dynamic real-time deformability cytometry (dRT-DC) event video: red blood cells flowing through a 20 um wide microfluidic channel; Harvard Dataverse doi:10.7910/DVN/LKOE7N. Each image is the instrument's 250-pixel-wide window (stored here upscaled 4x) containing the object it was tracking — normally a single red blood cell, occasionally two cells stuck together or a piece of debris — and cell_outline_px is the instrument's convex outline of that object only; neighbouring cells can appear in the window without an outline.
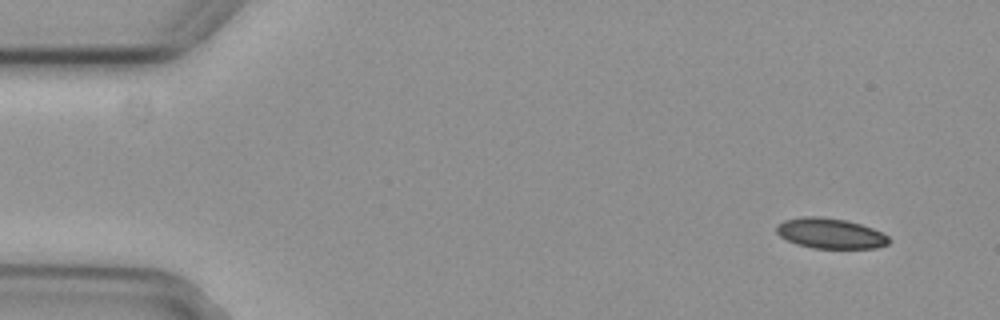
{"species": "common noctule bat (a hibernating species)", "species_latin": "Nyctalus noctula", "temperature_condition": "cold", "stored_images_in_passage": 5, "camera_frame_rate_fps": 3000, "um_per_image_px": 0.085, "animal": {"sex": "female", "body_mass_g": 29.2, "forearm_length_mm": 56.3}, "frame": {"image": 1, "passage_image": 1, "time_ms": 0.0, "image_size_px": [1000, 320], "cell_outline_px": [[888, 244], [876, 248], [812, 248], [796, 244], [780, 236], [776, 232], [776, 224], [784, 220], [800, 216], [820, 216], [844, 220], [860, 224], [872, 228], [888, 236]], "centroid_in_image_um": [70.52, 19.83], "position_along_channel_um": 14.5, "area_um2": 19.83}}
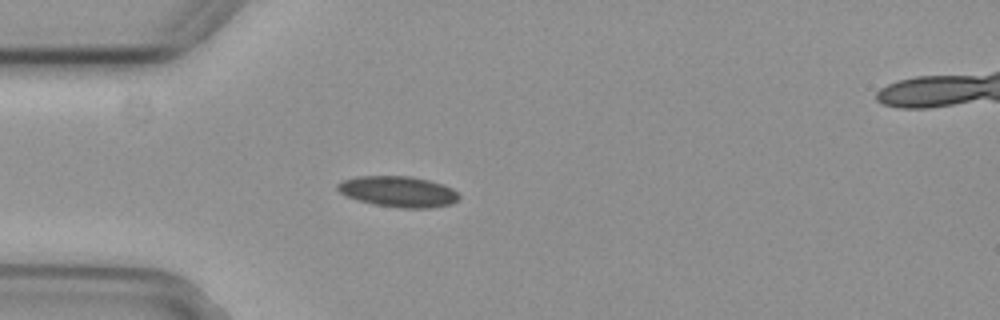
{"frame": {"image": 2, "passage_image": 4, "time_ms": 1.0, "image_size_px": [1000, 320], "cell_outline_px": [[460, 196], [452, 204], [432, 208], [400, 208], [376, 204], [344, 196], [336, 188], [336, 184], [344, 180], [356, 176], [408, 176], [428, 180], [452, 188]], "centroid_in_image_um": [33.83, 16.29], "position_along_channel_um": 51.2, "area_um2": 21.68}}